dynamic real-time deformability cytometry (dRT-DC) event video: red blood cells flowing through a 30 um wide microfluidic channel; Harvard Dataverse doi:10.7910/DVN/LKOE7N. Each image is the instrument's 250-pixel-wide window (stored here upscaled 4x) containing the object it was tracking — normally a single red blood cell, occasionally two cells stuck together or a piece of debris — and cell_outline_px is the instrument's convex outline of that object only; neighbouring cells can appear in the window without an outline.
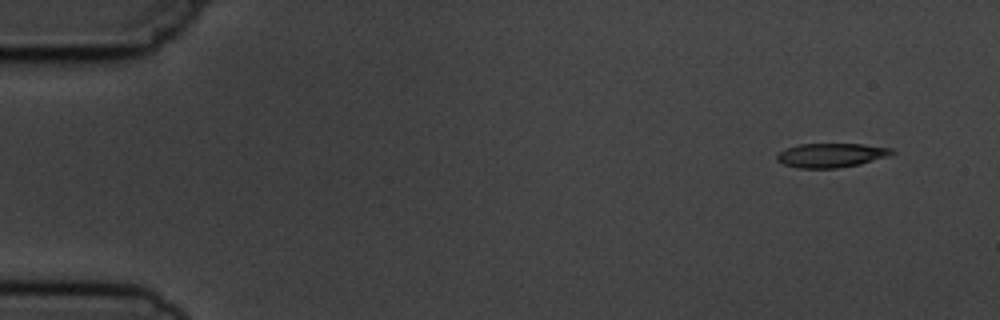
{"species": "common noctule bat (a hibernating species)", "species_latin": "Nyctalus noctula", "temperature_condition": "cold", "stored_images_in_passage": 5, "camera_frame_rate_fps": 3000, "um_per_image_px": 0.085, "animal": {"sex": "male", "body_mass_g": 19.5, "forearm_length_mm": 54.6}, "frame": {"image": 1, "passage_image": 1, "time_ms": 0.0, "image_size_px": [1000, 320], "cell_outline_px": [[896, 152], [888, 156], [860, 164], [836, 168], [796, 168], [784, 164], [776, 160], [776, 156], [780, 152], [788, 148], [800, 144], [864, 144], [892, 148]], "centroid_in_image_um": [70.67, 13.2], "position_along_channel_um": 14.3, "area_um2": 16.13}}
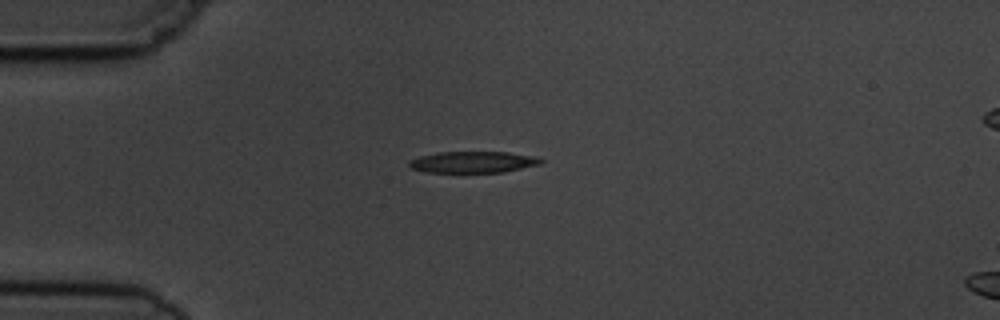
{"frame": {"image": 2, "passage_image": 4, "time_ms": 3.333, "image_size_px": [1000, 320], "cell_outline_px": [[544, 160], [540, 164], [504, 172], [424, 172], [412, 168], [408, 164], [408, 160], [420, 156], [440, 152], [508, 152], [536, 156]], "centroid_in_image_um": [40.21, 13.77], "position_along_channel_um": 44.8, "area_um2": 16.42}}